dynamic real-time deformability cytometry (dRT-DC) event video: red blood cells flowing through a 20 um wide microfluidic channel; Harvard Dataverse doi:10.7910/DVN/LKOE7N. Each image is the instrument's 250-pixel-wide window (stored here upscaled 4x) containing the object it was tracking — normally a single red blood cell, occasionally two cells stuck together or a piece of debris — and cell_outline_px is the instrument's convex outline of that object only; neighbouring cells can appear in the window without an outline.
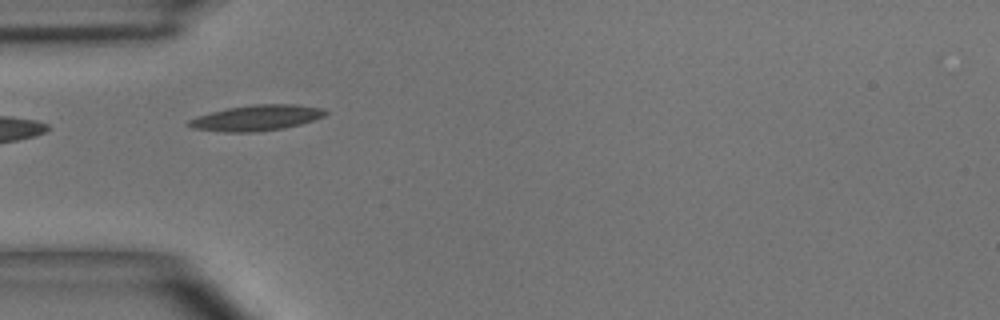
{"species": "common noctule bat (a hibernating species)", "species_latin": "Nyctalus noctula", "temperature_condition": "room temperature", "stored_images_in_passage": 6, "camera_frame_rate_fps": 3000, "um_per_image_px": 0.085, "animal": {"sex": "male", "body_mass_g": 15.6}, "frame": {"image": 1, "passage_image": 2, "time_ms": 1.333, "image_size_px": [1000, 320], "cell_outline_px": [[328, 112], [324, 116], [300, 124], [284, 128], [256, 132], [224, 132], [192, 128], [184, 124], [188, 120], [196, 116], [228, 108], [256, 104], [296, 104], [324, 108]], "centroid_in_image_um": [21.78, 10.02], "position_along_channel_um": 63.2, "area_um2": 20.46}}
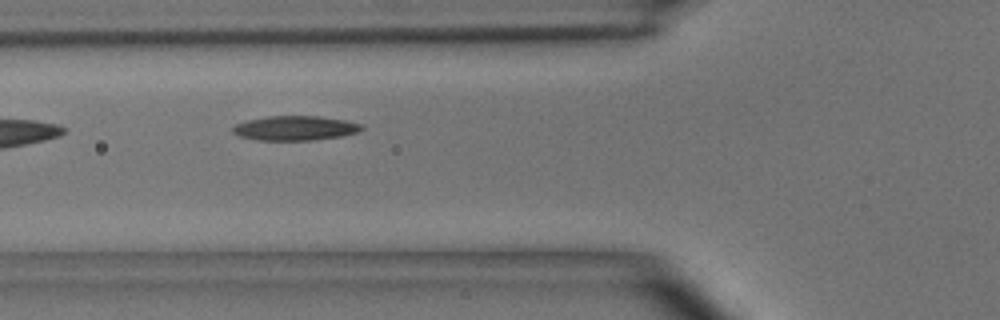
{"frame": {"image": 2, "passage_image": 3, "time_ms": 2.333, "image_size_px": [1000, 320], "cell_outline_px": [[364, 128], [356, 132], [340, 136], [312, 140], [256, 140], [240, 136], [232, 132], [232, 128], [236, 124], [248, 120], [268, 116], [320, 116], [344, 120], [360, 124]], "centroid_in_image_um": [25.05, 10.89], "position_along_channel_um": 100.7, "area_um2": 18.21}}